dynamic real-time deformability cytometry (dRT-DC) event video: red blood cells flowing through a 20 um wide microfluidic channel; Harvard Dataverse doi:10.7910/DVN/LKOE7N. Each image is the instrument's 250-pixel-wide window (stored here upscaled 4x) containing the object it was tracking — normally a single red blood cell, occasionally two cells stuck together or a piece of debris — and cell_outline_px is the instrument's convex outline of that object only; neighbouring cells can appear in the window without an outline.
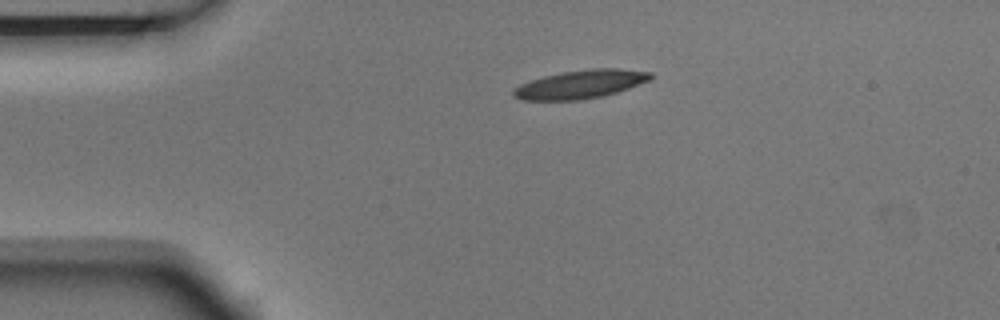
{"species": "Egyptian fruit bat (a non-hibernating species)", "species_latin": "Rousettus aegyptiacus", "temperature_condition": "room temperature", "stored_images_in_passage": 2, "camera_frame_rate_fps": 3000, "um_per_image_px": 0.085, "animal": {"sex": "male"}, "frame": {"image": 1, "passage_image": 1, "time_ms": 0.0, "image_size_px": [1000, 320], "cell_outline_px": [[652, 76], [648, 80], [628, 88], [604, 96], [580, 100], [524, 100], [512, 96], [512, 92], [520, 84], [528, 80], [560, 72], [592, 68], [616, 68], [652, 72]], "centroid_in_image_um": [49.31, 7.16], "position_along_channel_um": 35.7, "area_um2": 22.72}}